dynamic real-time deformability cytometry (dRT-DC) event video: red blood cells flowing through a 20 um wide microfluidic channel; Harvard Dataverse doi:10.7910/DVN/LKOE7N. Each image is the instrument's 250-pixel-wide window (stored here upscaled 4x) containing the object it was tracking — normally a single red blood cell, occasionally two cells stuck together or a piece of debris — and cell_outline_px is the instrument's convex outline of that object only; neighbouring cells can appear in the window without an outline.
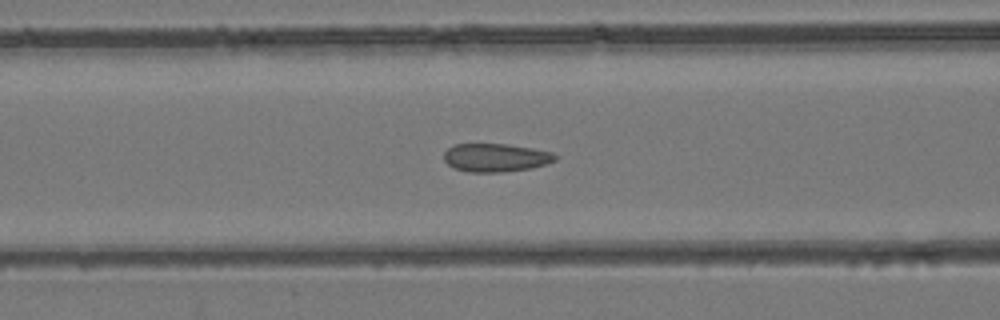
{"species": "common noctule bat (a hibernating species)", "species_latin": "Nyctalus noctula", "temperature_condition": "room temperature", "stored_images_in_passage": 40, "camera_frame_rate_fps": 3000, "um_per_image_px": 0.085, "animal": {"sex": "female", "body_mass_g": 24.6, "forearm_length_mm": 56.2}, "frame": {"image": 1, "passage_image": 9, "time_ms": 2.667, "image_size_px": [1000, 320], "cell_outline_px": [[560, 156], [556, 160], [532, 168], [504, 172], [468, 172], [452, 168], [444, 160], [444, 152], [448, 148], [456, 144], [508, 144], [532, 148], [552, 152]], "centroid_in_image_um": [42.14, 13.4], "position_along_channel_um": 124.5, "area_um2": 18.5}}
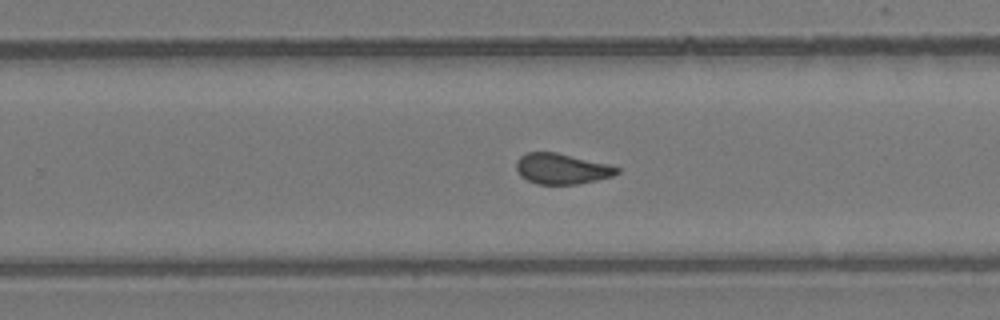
{"frame": {"image": 2, "passage_image": 21, "time_ms": 6.667, "image_size_px": [1000, 320], "cell_outline_px": [[620, 172], [612, 176], [596, 180], [576, 184], [536, 184], [520, 176], [516, 168], [516, 160], [520, 156], [528, 152], [556, 152], [608, 164], [620, 168]], "centroid_in_image_um": [47.73, 14.34], "position_along_channel_um": 282.1, "area_um2": 17.92}}
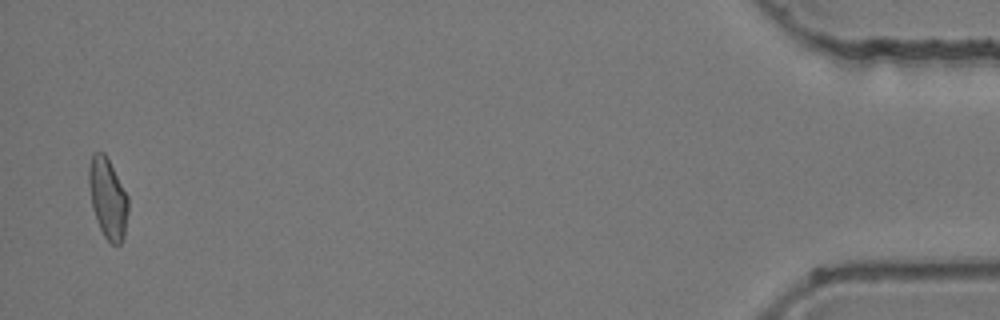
{"frame": {"image": 3, "passage_image": 39, "time_ms": 12.667, "image_size_px": [1000, 320], "cell_outline_px": [[128, 212], [124, 236], [120, 244], [112, 244], [104, 236], [100, 228], [92, 208], [88, 184], [88, 168], [92, 152], [104, 152], [128, 196]], "centroid_in_image_um": [9.15, 16.84], "position_along_channel_um": 426.1, "area_um2": 18.38}, "authors_computed_cell_mechanics": {"area_um2": 18.207, "velocity_mm_per_s": 3.9428, "shape_relaxation_time_tau1_ms": null, "shape_relaxation_time_tau2_ms": 1.0464, "deformation_change_tau1": null, "deformation_change_tau2": 0.0512}}